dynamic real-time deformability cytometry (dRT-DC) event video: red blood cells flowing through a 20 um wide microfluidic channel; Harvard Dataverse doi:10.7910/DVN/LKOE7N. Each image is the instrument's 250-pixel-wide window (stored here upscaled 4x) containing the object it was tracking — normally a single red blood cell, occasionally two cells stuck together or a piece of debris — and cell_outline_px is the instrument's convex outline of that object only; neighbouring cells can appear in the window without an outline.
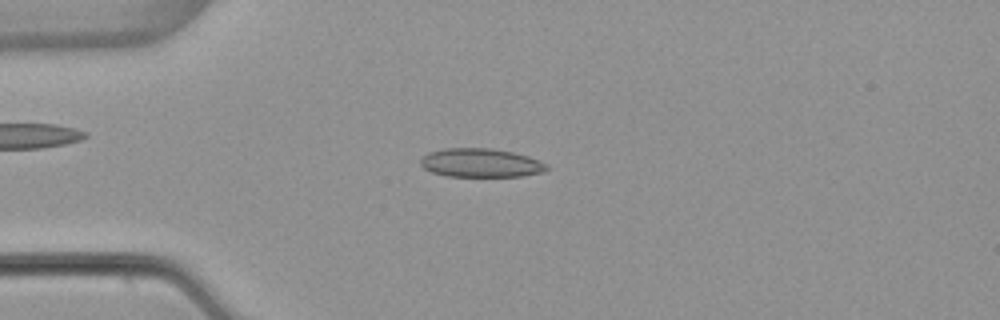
{"species": "common noctule bat (a hibernating species)", "species_latin": "Nyctalus noctula", "temperature_condition": "warm", "stored_images_in_passage": 53, "segment_of_instrument_passage": [1, 2], "camera_frame_rate_fps": 3000, "um_per_image_px": 0.085, "animal": {"sex": "female", "body_mass_g": 22.7, "forearm_length_mm": 54.2}, "frame": {"image": 1, "passage_image": 13, "time_ms": 4.0, "image_size_px": [1000, 320], "cell_outline_px": [[548, 168], [544, 172], [524, 176], [448, 176], [432, 172], [424, 168], [420, 164], [420, 160], [428, 152], [444, 148], [492, 148], [512, 152], [528, 156], [540, 160], [548, 164]], "centroid_in_image_um": [40.89, 13.84], "position_along_channel_um": 44.1, "area_um2": 21.21}}
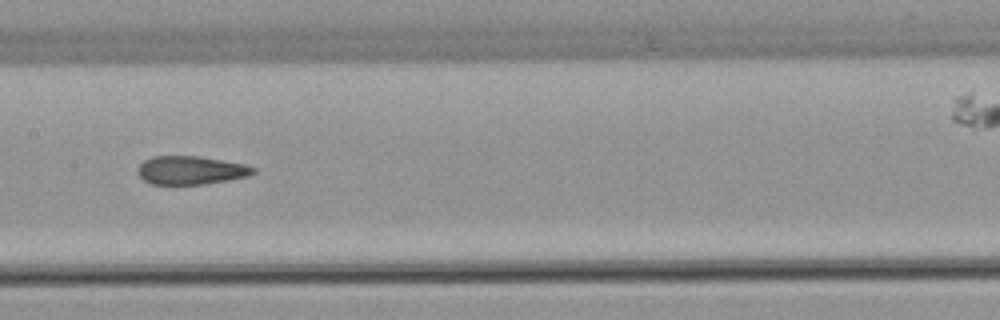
{"frame": {"image": 2, "passage_image": 26, "time_ms": 8.333, "image_size_px": [1000, 320], "cell_outline_px": [[256, 172], [248, 176], [228, 180], [204, 184], [152, 184], [144, 180], [136, 172], [136, 168], [144, 160], [152, 156], [196, 156], [244, 164], [256, 168]], "centroid_in_image_um": [16.19, 14.47], "position_along_channel_um": 191.2, "area_um2": 19.07}}
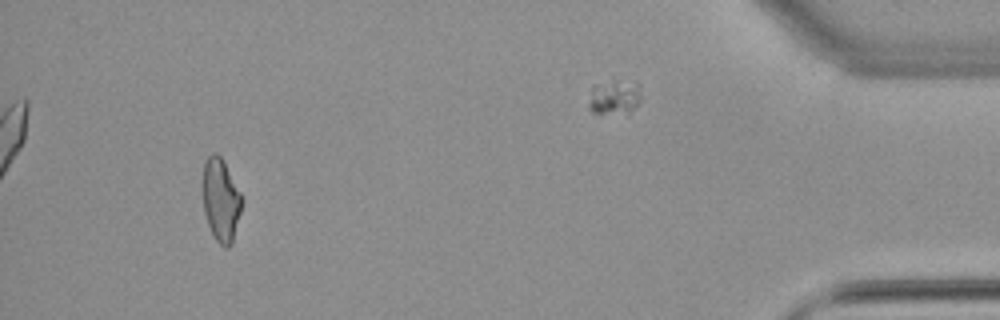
{"frame": {"image": 3, "passage_image": 49, "time_ms": 16.0, "image_size_px": [1000, 320], "cell_outline_px": [[244, 200], [232, 244], [228, 248], [224, 248], [216, 240], [208, 224], [204, 212], [200, 184], [200, 180], [204, 160], [212, 152], [216, 152], [224, 160]], "centroid_in_image_um": [18.74, 16.94], "position_along_channel_um": 416.5, "area_um2": 19.71}}